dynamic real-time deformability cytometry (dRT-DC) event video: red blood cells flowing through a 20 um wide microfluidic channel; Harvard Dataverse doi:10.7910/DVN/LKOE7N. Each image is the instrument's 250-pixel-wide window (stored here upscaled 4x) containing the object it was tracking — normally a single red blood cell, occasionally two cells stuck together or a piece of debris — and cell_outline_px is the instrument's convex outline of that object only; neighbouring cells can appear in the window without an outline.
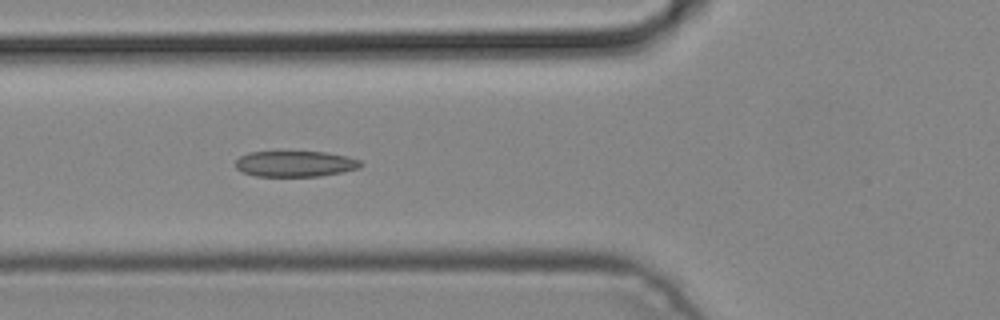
{"species": "common noctule bat (a hibernating species)", "species_latin": "Nyctalus noctula", "temperature_condition": "cold", "stored_images_in_passage": 7, "camera_frame_rate_fps": 3000, "um_per_image_px": 0.085, "animal": {"sex": "male", "body_mass_g": 19.2, "forearm_length_mm": 51.8}, "frame": {"image": 1, "passage_image": 5, "time_ms": 1.333, "image_size_px": [1000, 320], "cell_outline_px": [[364, 164], [360, 168], [344, 172], [320, 176], [256, 176], [244, 172], [236, 168], [236, 160], [240, 156], [248, 152], [324, 152], [348, 156], [360, 160]], "centroid_in_image_um": [25.14, 13.92], "position_along_channel_um": 100.7, "area_um2": 18.9}}
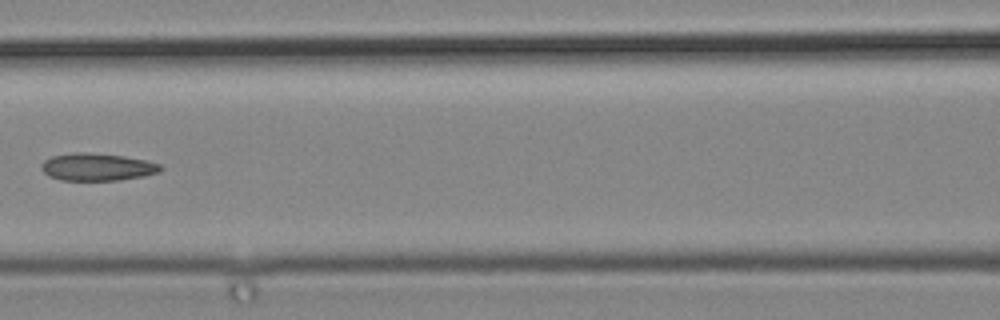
{"frame": {"image": 2, "passage_image": 6, "time_ms": 1.667, "image_size_px": [1000, 320], "cell_outline_px": [[164, 168], [160, 172], [144, 176], [120, 180], [60, 180], [48, 176], [40, 168], [40, 164], [44, 160], [52, 156], [76, 152], [88, 152], [124, 156], [144, 160], [160, 164]], "centroid_in_image_um": [8.25, 14.19], "position_along_channel_um": 158.3, "area_um2": 19.19}}
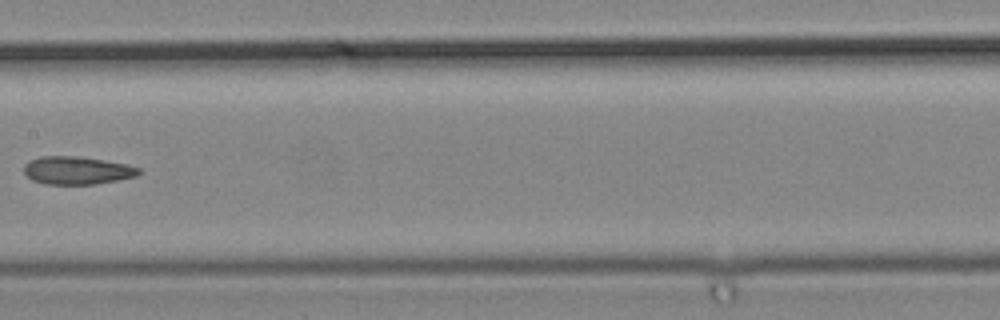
{"frame": {"image": 3, "passage_image": 7, "time_ms": 2.0, "image_size_px": [1000, 320], "cell_outline_px": [[140, 172], [136, 176], [96, 184], [44, 184], [32, 180], [24, 172], [24, 164], [40, 156], [80, 156], [128, 164], [140, 168]], "centroid_in_image_um": [6.55, 14.48], "position_along_channel_um": 200.9, "area_um2": 18.67}}